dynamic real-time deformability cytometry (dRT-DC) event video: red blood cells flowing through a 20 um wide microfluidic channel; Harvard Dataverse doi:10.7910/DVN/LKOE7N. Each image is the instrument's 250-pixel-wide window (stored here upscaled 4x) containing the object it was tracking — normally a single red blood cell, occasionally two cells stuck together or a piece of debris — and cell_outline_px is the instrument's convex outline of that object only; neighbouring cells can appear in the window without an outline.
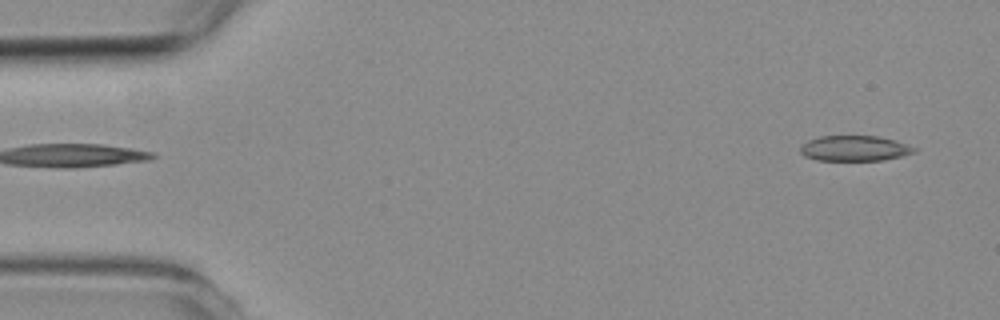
{"species": "common noctule bat (a hibernating species)", "species_latin": "Nyctalus noctula", "temperature_condition": "room temperature", "stored_images_in_passage": 2, "segment_of_instrument_passage": [2, 2], "camera_frame_rate_fps": 3000, "um_per_image_px": 0.085, "animal": {"sex": "female", "body_mass_g": 19.3, "forearm_length_mm": 54.1}, "frame": {"image": 1, "passage_image": 2, "time_ms": 1.333, "image_size_px": [1000, 320], "cell_outline_px": [[916, 152], [884, 160], [816, 160], [804, 156], [800, 152], [800, 144], [808, 140], [820, 136], [876, 136], [896, 140], [916, 148]], "centroid_in_image_um": [72.6, 12.6], "position_along_channel_um": 12.4, "area_um2": 16.88}}